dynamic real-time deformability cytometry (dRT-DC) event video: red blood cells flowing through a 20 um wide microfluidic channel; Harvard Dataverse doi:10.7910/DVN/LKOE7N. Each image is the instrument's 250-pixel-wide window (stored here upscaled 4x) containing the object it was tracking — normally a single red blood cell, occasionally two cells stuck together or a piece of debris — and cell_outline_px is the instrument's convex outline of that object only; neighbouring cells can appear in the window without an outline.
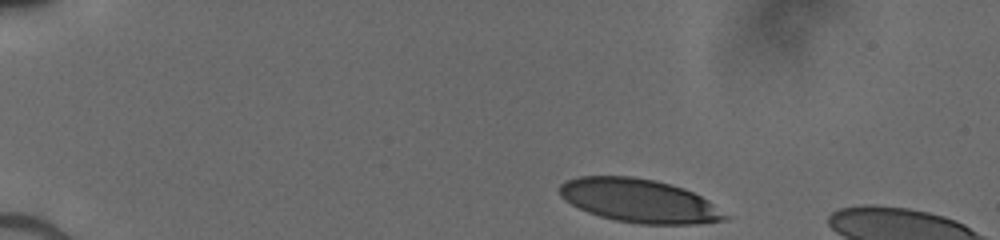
{"species": "human", "species_latin": "Homo sapiens", "temperature_condition": "cold", "stored_images_in_passage": 8, "camera_frame_rate_fps": 3000, "um_per_image_px": 0.085, "donor": {"sex": "male"}, "frame": {"image": 1, "passage_image": 1, "time_ms": 0.0, "image_size_px": [1000, 240], "cell_outline_px": [[732, 216], [728, 220], [696, 224], [640, 224], [616, 220], [600, 216], [588, 212], [564, 200], [560, 196], [560, 184], [568, 180], [580, 176], [632, 176], [656, 180], [684, 188], [708, 200]], "centroid_in_image_um": [54.38, 17.07], "position_along_channel_um": 30.6, "area_um2": 42.08}}